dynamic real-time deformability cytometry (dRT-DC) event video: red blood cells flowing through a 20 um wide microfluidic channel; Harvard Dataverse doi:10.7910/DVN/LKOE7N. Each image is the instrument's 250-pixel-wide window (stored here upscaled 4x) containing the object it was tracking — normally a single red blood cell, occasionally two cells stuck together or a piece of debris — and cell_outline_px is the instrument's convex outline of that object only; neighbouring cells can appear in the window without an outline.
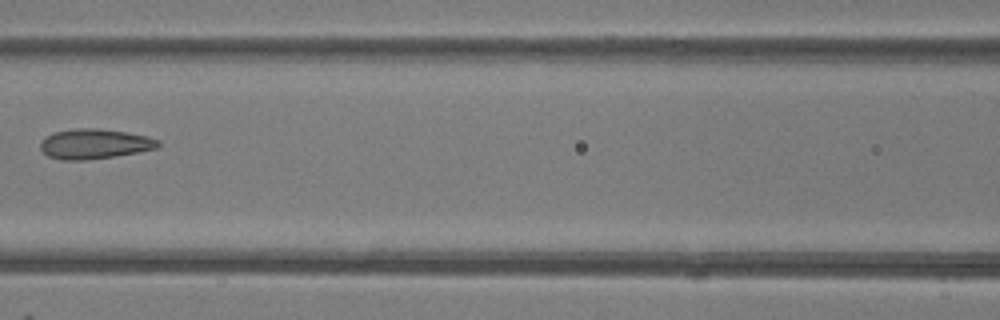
{"species": "common noctule bat (a hibernating species)", "species_latin": "Nyctalus noctula", "temperature_condition": "room temperature", "stored_images_in_passage": 7, "camera_frame_rate_fps": 3000, "um_per_image_px": 0.085, "animal": {"sex": "female"}, "frame": {"image": 1, "passage_image": 6, "time_ms": 6.667, "image_size_px": [1000, 320], "cell_outline_px": [[160, 144], [156, 148], [116, 156], [84, 160], [60, 160], [48, 156], [40, 148], [40, 140], [56, 132], [80, 128], [96, 128], [124, 132], [148, 136], [160, 140]], "centroid_in_image_um": [8.03, 12.24], "position_along_channel_um": 158.6, "area_um2": 20.35}}
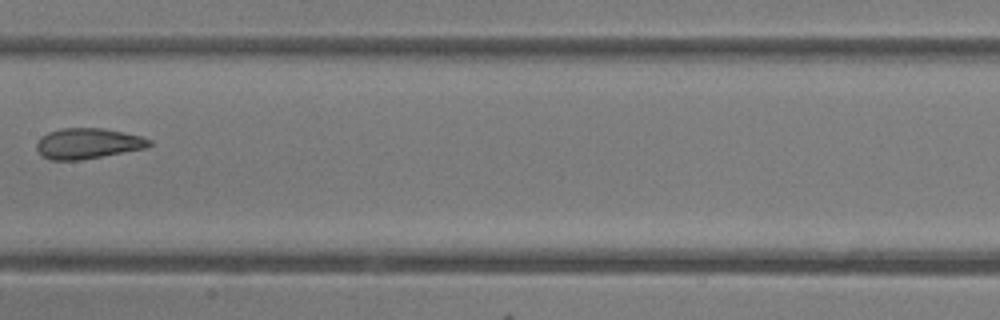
{"frame": {"image": 2, "passage_image": 7, "time_ms": 7.667, "image_size_px": [1000, 320], "cell_outline_px": [[152, 144], [148, 148], [80, 160], [52, 160], [40, 156], [36, 148], [36, 144], [40, 136], [48, 132], [60, 128], [104, 128], [124, 132], [140, 136], [152, 140]], "centroid_in_image_um": [7.45, 12.19], "position_along_channel_um": 199.9, "area_um2": 20.35}}